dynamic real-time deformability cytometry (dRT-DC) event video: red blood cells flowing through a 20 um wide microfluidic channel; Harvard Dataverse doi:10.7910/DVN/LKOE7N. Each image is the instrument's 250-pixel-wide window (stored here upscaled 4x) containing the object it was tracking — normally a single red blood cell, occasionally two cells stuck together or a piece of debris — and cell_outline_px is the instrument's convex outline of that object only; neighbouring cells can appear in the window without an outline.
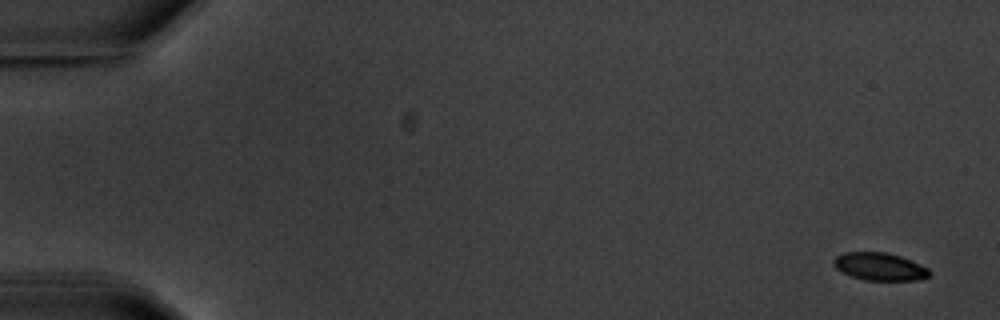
{"species": "common noctule bat (a hibernating species)", "species_latin": "Nyctalus noctula", "temperature_condition": "warm", "stored_images_in_passage": 15, "camera_frame_rate_fps": 3000, "um_per_image_px": 0.085, "animal": {"sex": "male", "body_mass_g": 20.1, "forearm_length_mm": 53.5}, "frame": {"image": 1, "passage_image": 1, "time_ms": 0.0, "image_size_px": [1000, 320], "cell_outline_px": [[932, 272], [928, 276], [916, 280], [864, 280], [840, 272], [832, 264], [832, 260], [836, 256], [844, 252], [888, 252], [900, 256], [920, 264], [928, 268]], "centroid_in_image_um": [74.74, 22.65], "position_along_channel_um": 10.3, "area_um2": 15.55}}
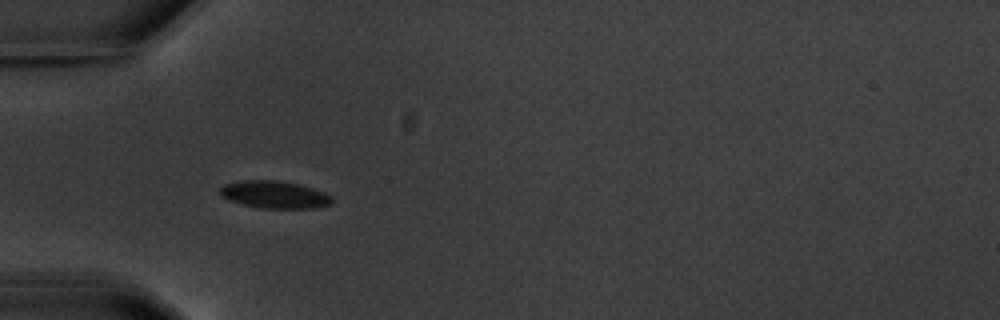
{"frame": {"image": 2, "passage_image": 5, "time_ms": 5.667, "image_size_px": [1000, 320], "cell_outline_px": [[332, 204], [312, 208], [260, 208], [228, 200], [220, 196], [220, 188], [224, 184], [244, 180], [276, 180], [300, 184], [324, 192], [332, 196]], "centroid_in_image_um": [23.33, 16.54], "position_along_channel_um": 61.7, "area_um2": 17.86}}
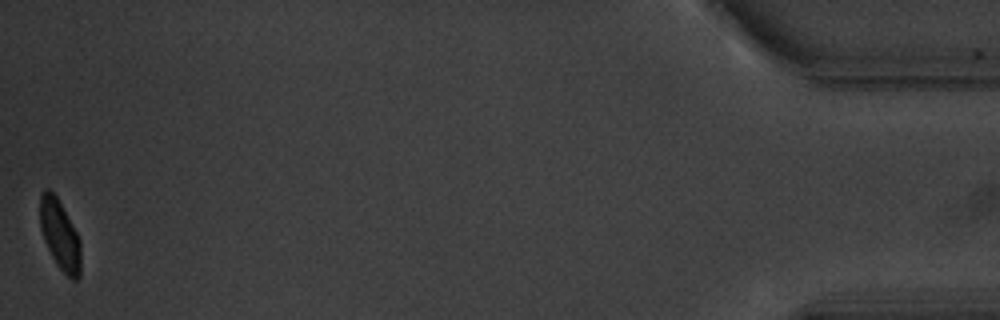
{"frame": {"image": 3, "passage_image": 15, "time_ms": 19.0, "image_size_px": [1000, 320], "cell_outline_px": [[80, 276], [76, 280], [72, 280], [56, 264], [44, 240], [40, 228], [40, 192], [44, 188], [48, 188], [56, 196], [76, 232], [80, 240]], "centroid_in_image_um": [5.07, 19.96], "position_along_channel_um": 430.1, "area_um2": 16.42}, "authors_computed_cell_mechanics": {"area_um2": 17.2822, "velocity_mm_per_s": 3.4579, "shape_relaxation_time_tau1_ms": 3.2975, "shape_relaxation_time_tau2_ms": null, "deformation_change_tau1": 0.1065, "deformation_change_tau2": null}}